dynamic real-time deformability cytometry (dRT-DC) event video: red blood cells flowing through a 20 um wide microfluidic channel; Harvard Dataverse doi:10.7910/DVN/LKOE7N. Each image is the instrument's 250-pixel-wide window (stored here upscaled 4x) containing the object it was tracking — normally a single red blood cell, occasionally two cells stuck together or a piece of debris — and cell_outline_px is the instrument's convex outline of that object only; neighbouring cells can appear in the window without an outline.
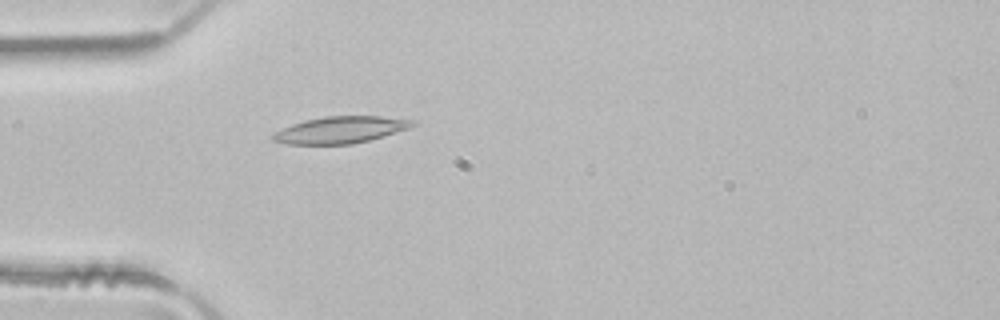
{"species": "common noctule bat (a hibernating species)", "species_latin": "Nyctalus noctula", "temperature_condition": "room temperature", "stored_images_in_passage": 2, "camera_frame_rate_fps": 3000, "um_per_image_px": 0.085, "animal": {"sex": "male", "body_mass_g": 21.5, "forearm_length_mm": 52.0}, "frame": {"image": 1, "passage_image": 2, "time_ms": 0.333, "image_size_px": [1000, 320], "cell_outline_px": [[416, 124], [408, 128], [368, 140], [352, 144], [288, 144], [272, 140], [272, 136], [276, 132], [292, 124], [304, 120], [324, 116], [380, 116], [416, 120]], "centroid_in_image_um": [28.94, 11.03], "position_along_channel_um": 56.1, "area_um2": 21.5}}